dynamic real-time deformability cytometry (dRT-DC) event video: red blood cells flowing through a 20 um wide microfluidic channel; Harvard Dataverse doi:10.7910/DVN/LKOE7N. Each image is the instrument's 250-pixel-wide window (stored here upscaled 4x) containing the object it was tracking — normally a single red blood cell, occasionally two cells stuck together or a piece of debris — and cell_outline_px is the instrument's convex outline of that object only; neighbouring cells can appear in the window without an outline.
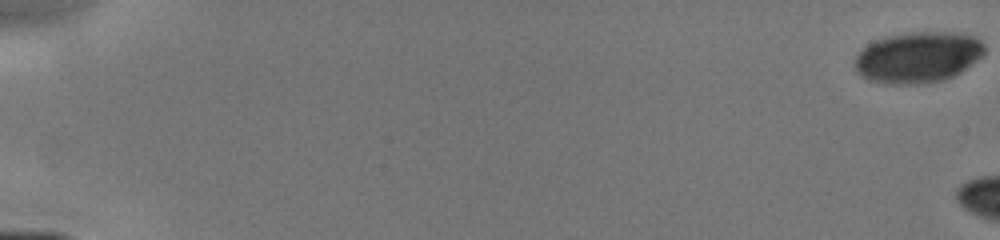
{"species": "human", "species_latin": "Homo sapiens", "temperature_condition": "cold", "stored_images_in_passage": 4, "camera_frame_rate_fps": 3000, "um_per_image_px": 0.085, "donor": {"sex": "male"}, "frame": {"image": 1, "passage_image": 1, "time_ms": 0.0, "image_size_px": [1000, 240], "cell_outline_px": [[984, 52], [976, 60], [960, 72], [944, 80], [916, 84], [892, 84], [868, 80], [860, 76], [852, 64], [860, 48], [884, 36], [908, 32], [956, 32], [976, 36], [984, 44]], "centroid_in_image_um": [77.97, 4.85], "position_along_channel_um": 7.0, "area_um2": 38.84}}